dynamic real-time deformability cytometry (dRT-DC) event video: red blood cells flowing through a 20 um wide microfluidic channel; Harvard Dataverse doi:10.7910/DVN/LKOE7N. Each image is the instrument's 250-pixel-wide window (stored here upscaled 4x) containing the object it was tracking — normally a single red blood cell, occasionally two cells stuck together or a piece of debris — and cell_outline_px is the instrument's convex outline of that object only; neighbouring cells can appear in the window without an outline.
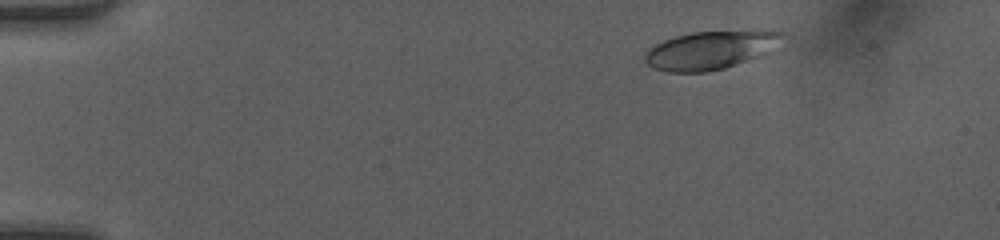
{"species": "human", "species_latin": "Homo sapiens", "temperature_condition": "room temperature", "stored_images_in_passage": 10, "camera_frame_rate_fps": 3000, "um_per_image_px": 0.085, "donor": {"sex": "female"}, "frame": {"image": 1, "passage_image": 1, "time_ms": 0.0, "image_size_px": [1000, 240], "cell_outline_px": [[740, 36], [736, 60], [720, 68], [696, 72], [684, 72], [660, 68], [648, 60], [648, 56], [660, 44], [668, 40], [680, 36], [700, 32], [736, 32]], "centroid_in_image_um": [59.23, 4.41], "position_along_channel_um": 25.8, "area_um2": 20.58}}
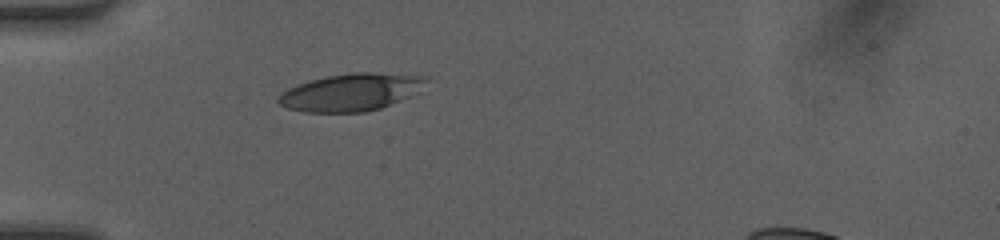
{"frame": {"image": 2, "passage_image": 9, "time_ms": 2.667, "image_size_px": [1000, 240], "cell_outline_px": [[388, 100], [384, 104], [376, 108], [352, 112], [320, 112], [296, 108], [284, 104], [280, 100], [292, 88], [316, 80], [336, 76], [388, 76]], "centroid_in_image_um": [28.87, 8.01], "position_along_channel_um": 56.1, "area_um2": 22.72}}